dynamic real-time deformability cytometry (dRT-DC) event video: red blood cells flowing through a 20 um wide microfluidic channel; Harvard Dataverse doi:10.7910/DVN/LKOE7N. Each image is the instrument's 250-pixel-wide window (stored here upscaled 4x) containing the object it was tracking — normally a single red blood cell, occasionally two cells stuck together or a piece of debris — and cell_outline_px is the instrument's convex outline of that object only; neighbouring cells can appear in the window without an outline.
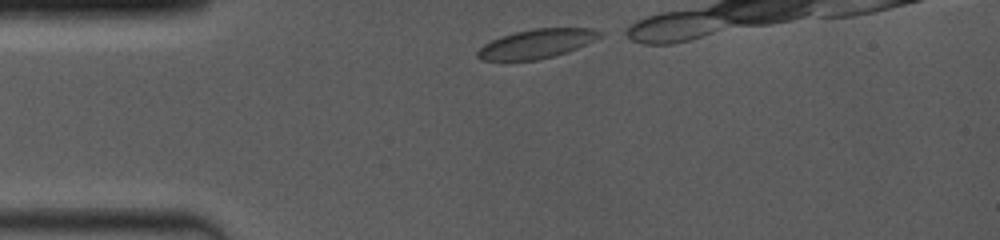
{"species": "common noctule bat (a hibernating species)", "species_latin": "Nyctalus noctula", "temperature_condition": "room temperature", "stored_images_in_passage": 23, "camera_frame_rate_fps": 4000, "um_per_image_px": 0.085, "animal": {"sex": "female", "body_mass_g": 19.0, "forearm_length_mm": 53.3}, "frame": {"image": 1, "passage_image": 1, "time_ms": 0.0, "image_size_px": [1000, 240], "cell_outline_px": [[604, 36], [568, 52], [536, 60], [480, 60], [476, 56], [476, 52], [484, 44], [500, 36], [516, 32], [536, 28], [592, 28], [604, 32]], "centroid_in_image_um": [45.65, 3.71], "position_along_channel_um": 39.4, "area_um2": 20.75}}
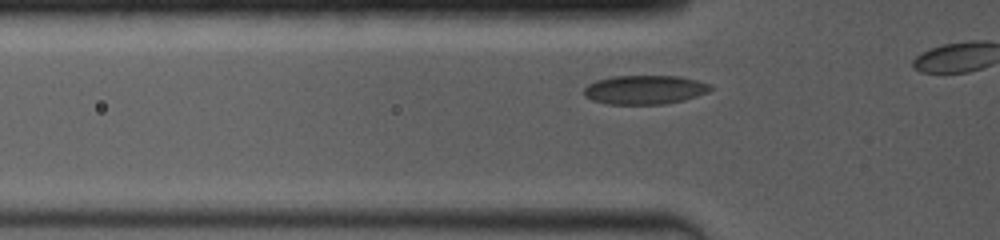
{"frame": {"image": 2, "passage_image": 10, "time_ms": 1.5, "image_size_px": [1000, 240], "cell_outline_px": [[712, 88], [708, 92], [684, 100], [664, 104], [604, 104], [592, 100], [584, 96], [584, 88], [588, 84], [596, 80], [612, 76], [680, 76], [712, 84]], "centroid_in_image_um": [54.79, 7.63], "position_along_channel_um": 71.0, "area_um2": 21.5}}
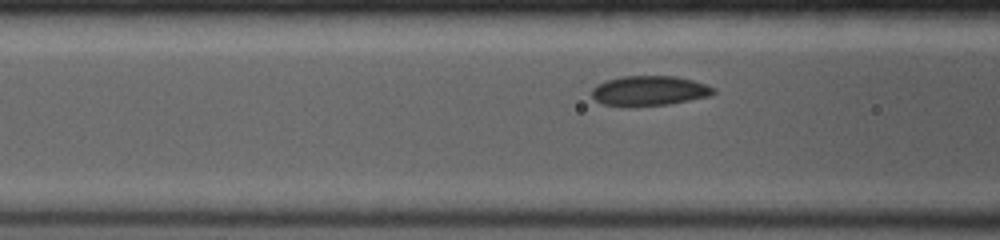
{"frame": {"image": 3, "passage_image": 17, "time_ms": 2.5, "image_size_px": [1000, 240], "cell_outline_px": [[716, 92], [712, 96], [668, 104], [628, 108], [600, 104], [592, 96], [592, 88], [596, 84], [604, 80], [620, 76], [676, 76], [692, 80], [716, 88]], "centroid_in_image_um": [55.15, 7.73], "position_along_channel_um": 111.5, "area_um2": 21.79}}